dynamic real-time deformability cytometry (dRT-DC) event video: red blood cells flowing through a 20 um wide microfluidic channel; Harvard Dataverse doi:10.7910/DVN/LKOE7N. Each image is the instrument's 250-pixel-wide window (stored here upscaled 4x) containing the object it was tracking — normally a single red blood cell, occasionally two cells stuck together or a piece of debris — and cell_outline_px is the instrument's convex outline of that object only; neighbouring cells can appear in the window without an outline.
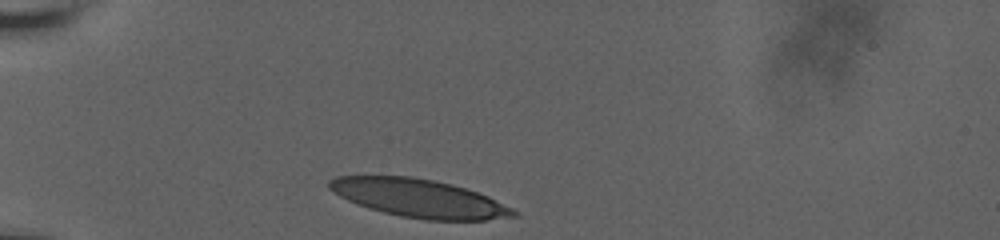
{"species": "human", "species_latin": "Homo sapiens", "temperature_condition": "room temperature", "stored_images_in_passage": 1, "camera_frame_rate_fps": 3000, "um_per_image_px": 0.085, "donor": {"sex": "male"}, "frame": {"image": 1, "passage_image": 1, "time_ms": 0.0, "image_size_px": [1000, 240], "cell_outline_px": [[520, 216], [484, 220], [424, 220], [400, 216], [368, 208], [348, 200], [340, 196], [328, 188], [328, 180], [336, 176], [412, 176], [452, 184], [488, 196], [520, 212]], "centroid_in_image_um": [35.64, 16.85], "position_along_channel_um": 49.4, "area_um2": 40.92}}